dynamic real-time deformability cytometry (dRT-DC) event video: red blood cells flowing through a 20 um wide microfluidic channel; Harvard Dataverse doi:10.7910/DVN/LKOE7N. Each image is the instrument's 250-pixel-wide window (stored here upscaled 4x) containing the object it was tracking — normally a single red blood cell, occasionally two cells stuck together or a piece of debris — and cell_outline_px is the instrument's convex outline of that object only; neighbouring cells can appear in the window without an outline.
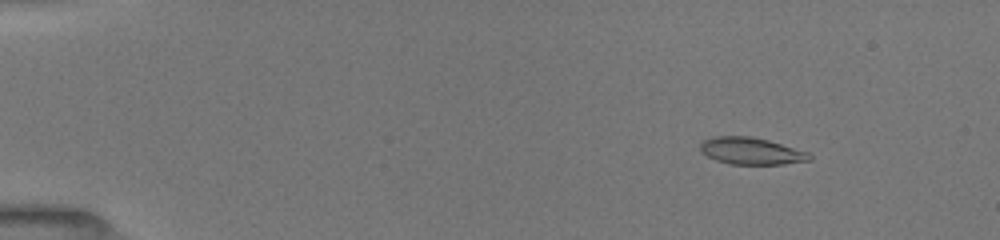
{"species": "common noctule bat (a hibernating species)", "species_latin": "Nyctalus noctula", "temperature_condition": "room temperature", "stored_images_in_passage": 52, "camera_frame_rate_fps": 3000, "um_per_image_px": 0.085, "animal": {"sex": "female", "body_mass_g": 19.5, "forearm_length_mm": 54.1}, "frame": {"image": 1, "passage_image": 7, "time_ms": 2.0, "image_size_px": [1000, 240], "cell_outline_px": [[812, 160], [784, 164], [732, 164], [716, 160], [700, 152], [700, 144], [704, 140], [712, 136], [752, 136], [768, 140], [808, 152], [812, 156]], "centroid_in_image_um": [63.84, 12.83], "position_along_channel_um": 21.2, "area_um2": 17.17}}
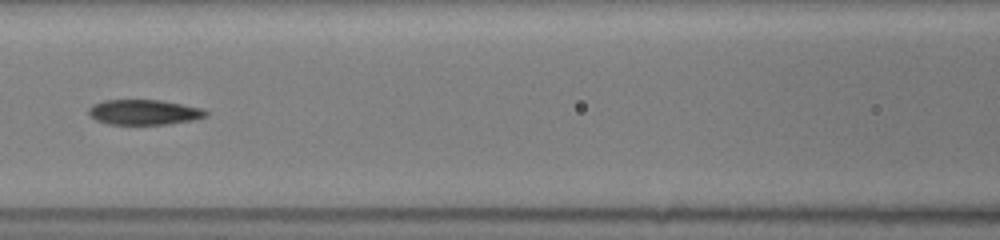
{"frame": {"image": 2, "passage_image": 25, "time_ms": 8.0, "image_size_px": [1000, 240], "cell_outline_px": [[208, 116], [196, 120], [168, 124], [108, 124], [96, 120], [88, 116], [88, 108], [92, 104], [104, 100], [160, 100], [204, 108], [208, 112]], "centroid_in_image_um": [12.26, 9.54], "position_along_channel_um": 154.3, "area_um2": 17.46}}
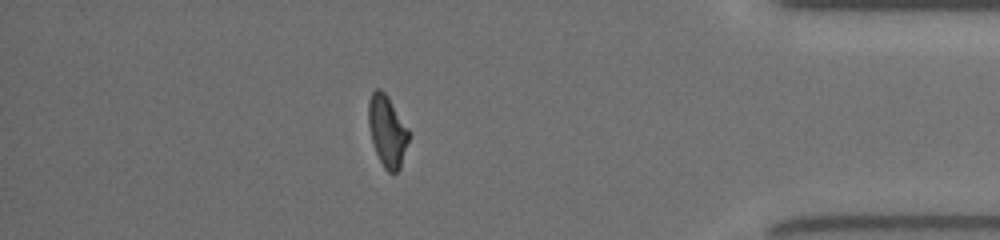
{"frame": {"image": 3, "passage_image": 46, "time_ms": 15.0, "image_size_px": [1000, 240], "cell_outline_px": [[408, 140], [400, 168], [396, 172], [388, 172], [384, 168], [376, 152], [372, 140], [368, 124], [368, 100], [372, 92], [376, 88], [380, 88], [388, 96], [408, 128]], "centroid_in_image_um": [32.89, 11.1], "position_along_channel_um": 402.3, "area_um2": 16.53}, "authors_computed_cell_mechanics": {"area_um2": 17.34, "velocity_mm_per_s": 4.007, "shape_relaxation_time_tau1_ms": null, "shape_relaxation_time_tau2_ms": 2.9381, "deformation_change_tau1": null, "deformation_change_tau2": 0.1068}}